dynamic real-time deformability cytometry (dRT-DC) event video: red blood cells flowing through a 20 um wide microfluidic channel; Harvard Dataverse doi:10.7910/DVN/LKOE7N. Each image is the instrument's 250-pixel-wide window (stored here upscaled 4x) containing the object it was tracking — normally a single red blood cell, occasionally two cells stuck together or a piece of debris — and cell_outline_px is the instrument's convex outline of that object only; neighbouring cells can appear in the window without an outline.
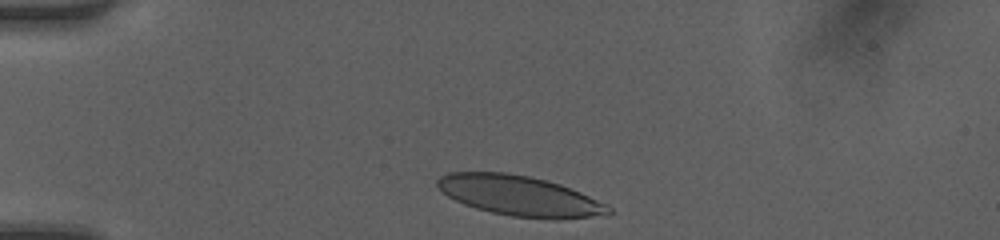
{"species": "human", "species_latin": "Homo sapiens", "temperature_condition": "room temperature", "stored_images_in_passage": 6, "camera_frame_rate_fps": 3000, "um_per_image_px": 0.085, "donor": {"sex": "female"}, "frame": {"image": 1, "passage_image": 1, "time_ms": 0.0, "image_size_px": [1000, 240], "cell_outline_px": [[612, 212], [588, 216], [556, 220], [552, 220], [512, 216], [492, 212], [476, 208], [464, 204], [448, 196], [436, 184], [436, 180], [440, 176], [448, 172], [504, 172], [528, 176], [560, 184], [580, 192], [608, 204], [612, 208]], "centroid_in_image_um": [44.15, 16.64], "position_along_channel_um": 40.9, "area_um2": 39.77}}
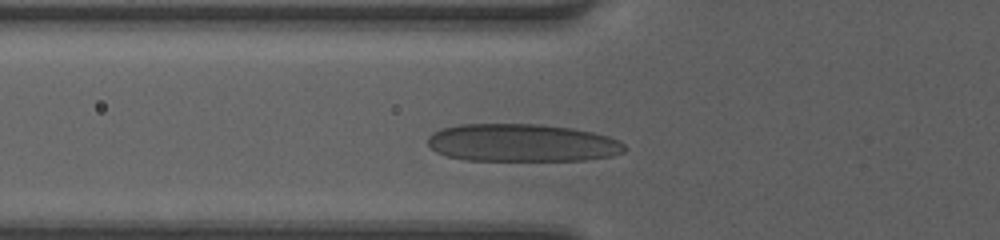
{"frame": {"image": 2, "passage_image": 5, "time_ms": 1.333, "image_size_px": [1000, 240], "cell_outline_px": [[624, 152], [612, 156], [584, 160], [464, 160], [448, 156], [436, 152], [428, 144], [428, 136], [432, 132], [440, 128], [460, 124], [540, 124], [572, 128], [592, 132], [608, 136], [620, 140], [624, 144]], "centroid_in_image_um": [44.36, 12.13], "position_along_channel_um": 81.4, "area_um2": 43.47}}